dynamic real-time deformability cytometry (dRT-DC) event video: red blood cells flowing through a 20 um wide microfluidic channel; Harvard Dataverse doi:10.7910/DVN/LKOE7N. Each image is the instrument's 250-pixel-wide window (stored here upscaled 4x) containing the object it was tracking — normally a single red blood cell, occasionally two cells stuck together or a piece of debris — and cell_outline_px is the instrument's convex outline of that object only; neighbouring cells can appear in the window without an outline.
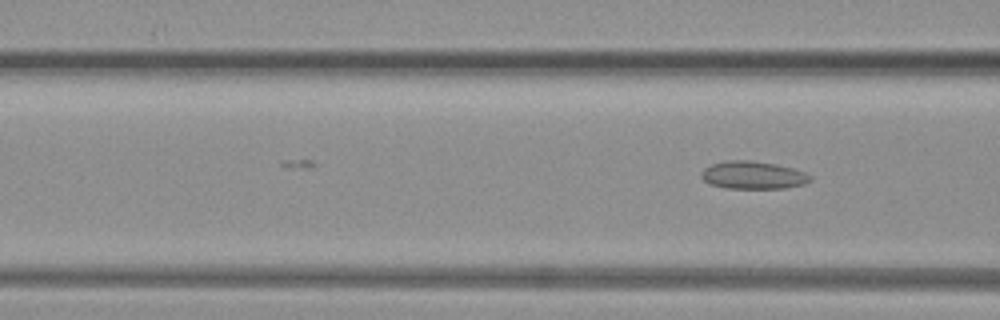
{"species": "common noctule bat (a hibernating species)", "species_latin": "Nyctalus noctula", "temperature_condition": "warm", "stored_images_in_passage": 9, "camera_frame_rate_fps": 3000, "um_per_image_px": 0.085, "animal": {"sex": "female", "body_mass_g": 19.3, "forearm_length_mm": 54.1}, "frame": {"image": 1, "passage_image": 4, "time_ms": 1.0, "image_size_px": [1000, 320], "cell_outline_px": [[812, 180], [804, 184], [784, 188], [728, 188], [708, 184], [700, 176], [700, 172], [704, 168], [712, 164], [724, 160], [748, 160], [776, 164], [792, 168], [804, 172], [812, 176]], "centroid_in_image_um": [63.98, 14.88], "position_along_channel_um": 102.6, "area_um2": 17.69}}
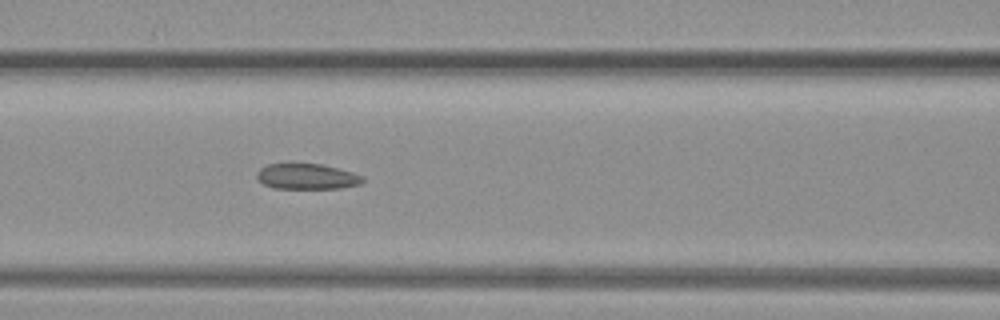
{"frame": {"image": 2, "passage_image": 7, "time_ms": 2.0, "image_size_px": [1000, 320], "cell_outline_px": [[364, 180], [360, 184], [340, 188], [272, 188], [264, 184], [256, 176], [256, 172], [260, 168], [268, 164], [320, 164], [352, 172], [364, 176]], "centroid_in_image_um": [26.08, 15.0], "position_along_channel_um": 140.5, "area_um2": 15.61}}